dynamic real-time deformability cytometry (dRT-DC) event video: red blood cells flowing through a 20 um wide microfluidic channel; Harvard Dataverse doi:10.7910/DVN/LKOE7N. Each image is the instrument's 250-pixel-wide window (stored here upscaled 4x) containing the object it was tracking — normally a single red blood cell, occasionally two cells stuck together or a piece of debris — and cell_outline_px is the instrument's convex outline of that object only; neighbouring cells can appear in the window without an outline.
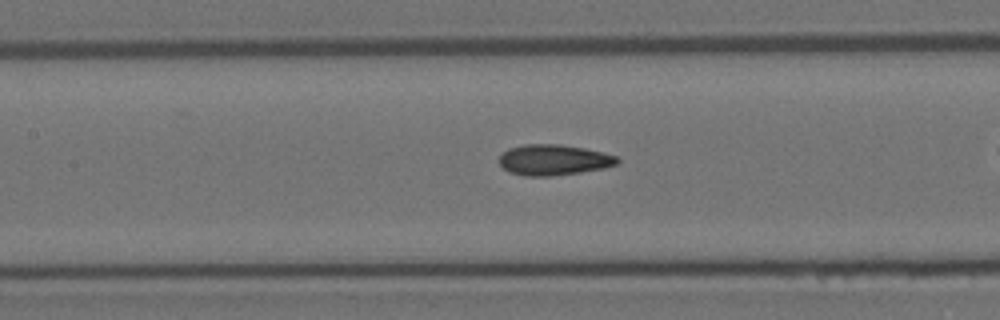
{"species": "Egyptian fruit bat (a non-hibernating species)", "species_latin": "Rousettus aegyptiacus", "temperature_condition": "room temperature", "stored_images_in_passage": 45, "camera_frame_rate_fps": 3000, "um_per_image_px": 0.085, "animal": {"sex": "female"}, "frame": {"image": 1, "passage_image": 26, "time_ms": 8.333, "image_size_px": [1000, 320], "cell_outline_px": [[620, 160], [616, 164], [604, 168], [580, 172], [552, 176], [524, 176], [508, 172], [500, 164], [500, 156], [508, 148], [524, 144], [560, 144], [584, 148], [616, 156]], "centroid_in_image_um": [47.03, 13.59], "position_along_channel_um": 160.4, "area_um2": 21.04}}